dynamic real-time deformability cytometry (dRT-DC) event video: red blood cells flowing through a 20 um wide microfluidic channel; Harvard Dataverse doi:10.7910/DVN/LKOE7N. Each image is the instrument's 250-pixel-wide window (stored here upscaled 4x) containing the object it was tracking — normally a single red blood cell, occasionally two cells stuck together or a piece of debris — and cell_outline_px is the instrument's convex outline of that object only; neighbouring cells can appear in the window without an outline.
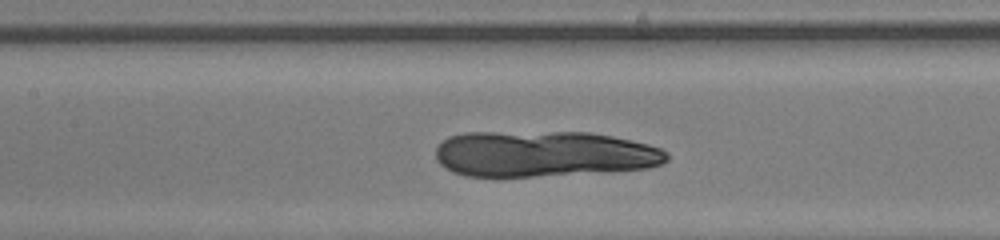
{"species": "human", "species_latin": "Homo sapiens", "temperature_condition": "room temperature", "stored_images_in_passage": 40, "segment_of_instrument_passage": [2, 2], "camera_frame_rate_fps": 3000, "um_per_image_px": 0.085, "donor": {"sex": "male"}, "frame": {"image": 1, "passage_image": 23, "time_ms": 7.333, "image_size_px": [1000, 240], "cell_outline_px": [[668, 160], [664, 164], [648, 168], [616, 172], [532, 176], [464, 176], [452, 172], [444, 168], [436, 160], [436, 148], [448, 136], [464, 132], [588, 132], [612, 136], [632, 140], [648, 144], [660, 148], [668, 152]], "centroid_in_image_um": [46.25, 13.08], "position_along_channel_um": 161.2, "area_um2": 62.66}}
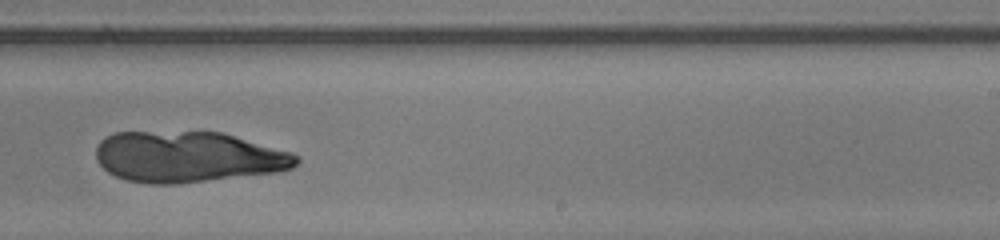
{"frame": {"image": 2, "passage_image": 31, "time_ms": 10.0, "image_size_px": [1000, 240], "cell_outline_px": [[300, 160], [292, 168], [276, 172], [176, 184], [148, 184], [128, 180], [116, 176], [108, 172], [96, 160], [96, 148], [100, 140], [104, 136], [112, 132], [220, 132], [292, 152], [300, 156]], "centroid_in_image_um": [15.95, 13.33], "position_along_channel_um": 273.0, "area_um2": 59.48}}
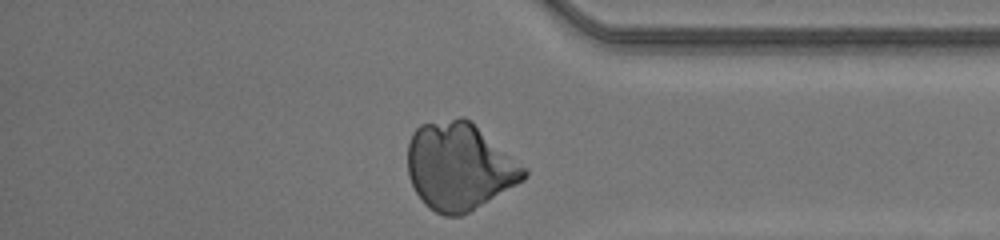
{"frame": {"image": 3, "passage_image": 40, "time_ms": 13.0, "image_size_px": [1000, 240], "cell_outline_px": [[528, 172], [524, 180], [468, 212], [460, 216], [444, 216], [436, 212], [424, 204], [416, 192], [408, 176], [408, 144], [412, 132], [420, 124], [460, 116], [464, 116], [472, 120], [528, 168]], "centroid_in_image_um": [39.06, 14.1], "position_along_channel_um": 396.1, "area_um2": 59.71}}